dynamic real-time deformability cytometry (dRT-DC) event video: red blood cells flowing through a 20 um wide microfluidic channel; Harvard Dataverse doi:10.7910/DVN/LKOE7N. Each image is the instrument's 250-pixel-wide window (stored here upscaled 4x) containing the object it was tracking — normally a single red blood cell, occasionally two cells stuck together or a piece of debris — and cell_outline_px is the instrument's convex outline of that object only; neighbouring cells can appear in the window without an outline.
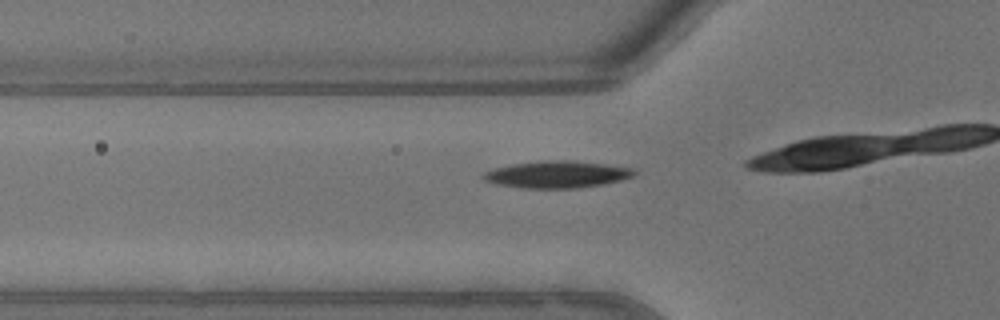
{"species": "common noctule bat (a hibernating species)", "species_latin": "Nyctalus noctula", "temperature_condition": "warm", "stored_images_in_passage": 15, "camera_frame_rate_fps": 3000, "um_per_image_px": 0.085, "animal": {"sex": "male", "body_mass_g": 13.3}, "frame": {"image": 1, "passage_image": 12, "time_ms": 3.667, "image_size_px": [1000, 320], "cell_outline_px": [[636, 176], [604, 184], [580, 188], [520, 188], [496, 184], [484, 180], [480, 176], [484, 172], [496, 168], [512, 164], [544, 160], [572, 160], [636, 168]], "centroid_in_image_um": [47.37, 14.83], "position_along_channel_um": 78.4, "area_um2": 23.93}}